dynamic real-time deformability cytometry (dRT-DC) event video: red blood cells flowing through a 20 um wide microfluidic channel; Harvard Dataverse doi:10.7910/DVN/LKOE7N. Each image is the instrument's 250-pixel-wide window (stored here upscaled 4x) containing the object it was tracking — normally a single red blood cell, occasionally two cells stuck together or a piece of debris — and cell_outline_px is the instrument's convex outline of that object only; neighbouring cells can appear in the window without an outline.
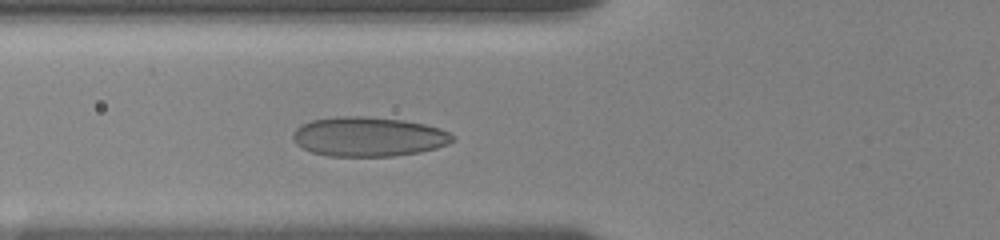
{"species": "human", "species_latin": "Homo sapiens", "temperature_condition": "room temperature", "stored_images_in_passage": 31, "camera_frame_rate_fps": 3000, "um_per_image_px": 0.085, "donor": {"sex": "female"}, "frame": {"image": 1, "passage_image": 3, "time_ms": 0.667, "image_size_px": [1000, 240], "cell_outline_px": [[456, 140], [448, 144], [436, 148], [420, 152], [392, 156], [328, 156], [312, 152], [296, 144], [292, 140], [292, 136], [296, 128], [300, 124], [312, 120], [336, 116], [368, 116], [404, 120], [424, 124], [440, 128], [456, 136]], "centroid_in_image_um": [31.33, 11.61], "position_along_channel_um": 94.5, "area_um2": 37.05}}
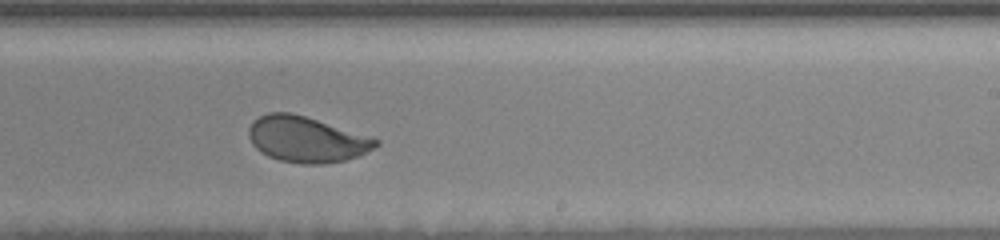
{"frame": {"image": 2, "passage_image": 17, "time_ms": 5.333, "image_size_px": [1000, 240], "cell_outline_px": [[380, 144], [360, 156], [344, 160], [324, 164], [300, 164], [280, 160], [268, 156], [260, 152], [252, 144], [248, 136], [248, 128], [252, 120], [268, 112], [292, 112], [372, 136], [380, 140]], "centroid_in_image_um": [26.06, 11.84], "position_along_channel_um": 262.9, "area_um2": 34.33}}
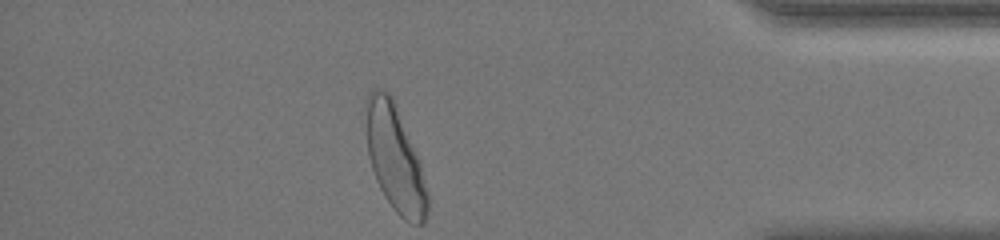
{"frame": {"image": 3, "passage_image": 31, "time_ms": 10.0, "image_size_px": [1000, 240], "cell_outline_px": [[428, 212], [424, 224], [412, 224], [404, 220], [392, 208], [384, 196], [376, 180], [368, 156], [364, 104], [364, 100], [368, 92], [372, 88], [380, 88], [388, 92], [392, 96], [396, 104], [420, 164], [428, 192]], "centroid_in_image_um": [33.54, 13.44], "position_along_channel_um": 401.7, "area_um2": 38.32}, "authors_computed_cell_mechanics": {"area_um2": 34.4488, "velocity_mm_per_s": 3.5999, "shape_relaxation_time_tau1_ms": 4.6857, "shape_relaxation_time_tau2_ms": null, "deformation_change_tau1": 0.1532, "deformation_change_tau2": null}}